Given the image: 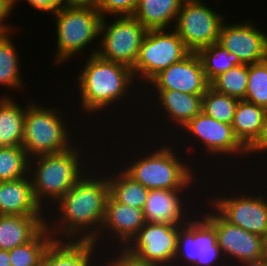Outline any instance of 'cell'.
<instances>
[{
	"mask_svg": "<svg viewBox=\"0 0 267 266\" xmlns=\"http://www.w3.org/2000/svg\"><path fill=\"white\" fill-rule=\"evenodd\" d=\"M91 170L95 175L86 172L55 204L54 219H57L51 224L53 218L47 219L55 240L93 241L99 235L110 189L107 175L103 172L97 175V171Z\"/></svg>",
	"mask_w": 267,
	"mask_h": 266,
	"instance_id": "1",
	"label": "cell"
},
{
	"mask_svg": "<svg viewBox=\"0 0 267 266\" xmlns=\"http://www.w3.org/2000/svg\"><path fill=\"white\" fill-rule=\"evenodd\" d=\"M77 77L81 102L79 108L88 115L104 113V110L110 109L109 106L113 107L115 102L122 101L124 96L127 99L129 87L138 83L131 68L104 60L97 54L88 57Z\"/></svg>",
	"mask_w": 267,
	"mask_h": 266,
	"instance_id": "2",
	"label": "cell"
},
{
	"mask_svg": "<svg viewBox=\"0 0 267 266\" xmlns=\"http://www.w3.org/2000/svg\"><path fill=\"white\" fill-rule=\"evenodd\" d=\"M80 146L82 145L74 144L68 150L30 159L29 175L33 193L42 209L45 210L44 205L48 202L55 205L86 172H91L87 166L84 169L83 164H87L82 163L85 159L81 157L82 149ZM45 199L48 202L45 203Z\"/></svg>",
	"mask_w": 267,
	"mask_h": 266,
	"instance_id": "3",
	"label": "cell"
},
{
	"mask_svg": "<svg viewBox=\"0 0 267 266\" xmlns=\"http://www.w3.org/2000/svg\"><path fill=\"white\" fill-rule=\"evenodd\" d=\"M167 145L168 143L164 144V147L156 146L157 148L146 152V155L138 159H136L138 155H135V160L131 159L133 161L130 160V163L127 161V166L125 165L122 169L148 190L194 187L191 185L195 182L192 165L188 166L189 163L185 159L184 162L181 159L183 157L177 155L174 145Z\"/></svg>",
	"mask_w": 267,
	"mask_h": 266,
	"instance_id": "4",
	"label": "cell"
},
{
	"mask_svg": "<svg viewBox=\"0 0 267 266\" xmlns=\"http://www.w3.org/2000/svg\"><path fill=\"white\" fill-rule=\"evenodd\" d=\"M26 103L22 147L30 159L59 153L74 146L69 125L60 114V108L42 107L34 101Z\"/></svg>",
	"mask_w": 267,
	"mask_h": 266,
	"instance_id": "5",
	"label": "cell"
},
{
	"mask_svg": "<svg viewBox=\"0 0 267 266\" xmlns=\"http://www.w3.org/2000/svg\"><path fill=\"white\" fill-rule=\"evenodd\" d=\"M55 18L57 51L55 64L65 63L100 35L102 15L94 8L62 7L52 13Z\"/></svg>",
	"mask_w": 267,
	"mask_h": 266,
	"instance_id": "6",
	"label": "cell"
},
{
	"mask_svg": "<svg viewBox=\"0 0 267 266\" xmlns=\"http://www.w3.org/2000/svg\"><path fill=\"white\" fill-rule=\"evenodd\" d=\"M194 217L179 225L173 266H230L218 246L215 228L201 214Z\"/></svg>",
	"mask_w": 267,
	"mask_h": 266,
	"instance_id": "7",
	"label": "cell"
},
{
	"mask_svg": "<svg viewBox=\"0 0 267 266\" xmlns=\"http://www.w3.org/2000/svg\"><path fill=\"white\" fill-rule=\"evenodd\" d=\"M117 17V18H116ZM113 23H106L103 17L100 26V47L92 49L90 55L123 64L131 69L138 58L142 40L147 29L132 15L115 16ZM99 47V48H98Z\"/></svg>",
	"mask_w": 267,
	"mask_h": 266,
	"instance_id": "8",
	"label": "cell"
},
{
	"mask_svg": "<svg viewBox=\"0 0 267 266\" xmlns=\"http://www.w3.org/2000/svg\"><path fill=\"white\" fill-rule=\"evenodd\" d=\"M171 30L172 28L168 31H147L132 69L135 80L139 79L140 82L142 79L141 82L147 84L159 72L181 61L190 53L177 32Z\"/></svg>",
	"mask_w": 267,
	"mask_h": 266,
	"instance_id": "9",
	"label": "cell"
},
{
	"mask_svg": "<svg viewBox=\"0 0 267 266\" xmlns=\"http://www.w3.org/2000/svg\"><path fill=\"white\" fill-rule=\"evenodd\" d=\"M202 0H184L174 30L190 52H198L218 42L220 29L225 22L222 14L209 8Z\"/></svg>",
	"mask_w": 267,
	"mask_h": 266,
	"instance_id": "10",
	"label": "cell"
},
{
	"mask_svg": "<svg viewBox=\"0 0 267 266\" xmlns=\"http://www.w3.org/2000/svg\"><path fill=\"white\" fill-rule=\"evenodd\" d=\"M210 209L209 213L202 211V216L215 228L218 246L227 263L251 266L264 261L262 236L229 223L213 207Z\"/></svg>",
	"mask_w": 267,
	"mask_h": 266,
	"instance_id": "11",
	"label": "cell"
},
{
	"mask_svg": "<svg viewBox=\"0 0 267 266\" xmlns=\"http://www.w3.org/2000/svg\"><path fill=\"white\" fill-rule=\"evenodd\" d=\"M178 232L179 226L145 223L122 250L144 263L173 266L177 253Z\"/></svg>",
	"mask_w": 267,
	"mask_h": 266,
	"instance_id": "12",
	"label": "cell"
},
{
	"mask_svg": "<svg viewBox=\"0 0 267 266\" xmlns=\"http://www.w3.org/2000/svg\"><path fill=\"white\" fill-rule=\"evenodd\" d=\"M253 195L252 191L251 195L242 192L231 197L211 196L205 203L229 223L264 237L267 234V198L265 193Z\"/></svg>",
	"mask_w": 267,
	"mask_h": 266,
	"instance_id": "13",
	"label": "cell"
},
{
	"mask_svg": "<svg viewBox=\"0 0 267 266\" xmlns=\"http://www.w3.org/2000/svg\"><path fill=\"white\" fill-rule=\"evenodd\" d=\"M181 133H186L187 137L194 138L193 141L205 147V154L218 157L239 155L246 158L247 149L239 142L233 133L231 124L218 121L207 116L203 111L197 114L181 129ZM184 131V132H183ZM199 139V140H198ZM216 154V155H215ZM236 155V156H234ZM245 155V156H244Z\"/></svg>",
	"mask_w": 267,
	"mask_h": 266,
	"instance_id": "14",
	"label": "cell"
},
{
	"mask_svg": "<svg viewBox=\"0 0 267 266\" xmlns=\"http://www.w3.org/2000/svg\"><path fill=\"white\" fill-rule=\"evenodd\" d=\"M155 90H177L187 94L203 95L210 86L197 52H190L181 61L159 72L148 83Z\"/></svg>",
	"mask_w": 267,
	"mask_h": 266,
	"instance_id": "15",
	"label": "cell"
},
{
	"mask_svg": "<svg viewBox=\"0 0 267 266\" xmlns=\"http://www.w3.org/2000/svg\"><path fill=\"white\" fill-rule=\"evenodd\" d=\"M218 43L233 53L242 64H253L267 59V33L261 32L251 20L221 26Z\"/></svg>",
	"mask_w": 267,
	"mask_h": 266,
	"instance_id": "16",
	"label": "cell"
},
{
	"mask_svg": "<svg viewBox=\"0 0 267 266\" xmlns=\"http://www.w3.org/2000/svg\"><path fill=\"white\" fill-rule=\"evenodd\" d=\"M144 224L145 218L143 209L121 204L109 195L99 235L93 240V242L95 244H99L102 242L100 239H103V237L104 239H107L108 237L111 241L114 240L115 244H120V247L113 246L114 249H123L124 246H126L144 226ZM105 233L106 235L108 234L107 237L104 235Z\"/></svg>",
	"mask_w": 267,
	"mask_h": 266,
	"instance_id": "17",
	"label": "cell"
},
{
	"mask_svg": "<svg viewBox=\"0 0 267 266\" xmlns=\"http://www.w3.org/2000/svg\"><path fill=\"white\" fill-rule=\"evenodd\" d=\"M187 190L188 189H186V191L185 189L149 190L143 208L145 223H162L173 226L185 225L189 221L187 215L190 214L191 216V213L187 210L188 206L186 209L184 208L186 207V202L184 201V196L181 194L188 193Z\"/></svg>",
	"mask_w": 267,
	"mask_h": 266,
	"instance_id": "18",
	"label": "cell"
},
{
	"mask_svg": "<svg viewBox=\"0 0 267 266\" xmlns=\"http://www.w3.org/2000/svg\"><path fill=\"white\" fill-rule=\"evenodd\" d=\"M33 193L30 175L0 182V215H45Z\"/></svg>",
	"mask_w": 267,
	"mask_h": 266,
	"instance_id": "19",
	"label": "cell"
},
{
	"mask_svg": "<svg viewBox=\"0 0 267 266\" xmlns=\"http://www.w3.org/2000/svg\"><path fill=\"white\" fill-rule=\"evenodd\" d=\"M97 245L93 241L54 240L46 250L41 266L98 265L94 260Z\"/></svg>",
	"mask_w": 267,
	"mask_h": 266,
	"instance_id": "20",
	"label": "cell"
},
{
	"mask_svg": "<svg viewBox=\"0 0 267 266\" xmlns=\"http://www.w3.org/2000/svg\"><path fill=\"white\" fill-rule=\"evenodd\" d=\"M43 215H0V249L10 251L31 241L46 225Z\"/></svg>",
	"mask_w": 267,
	"mask_h": 266,
	"instance_id": "21",
	"label": "cell"
},
{
	"mask_svg": "<svg viewBox=\"0 0 267 266\" xmlns=\"http://www.w3.org/2000/svg\"><path fill=\"white\" fill-rule=\"evenodd\" d=\"M155 95L158 96L155 98L156 102L159 103L158 107H163L161 108L163 109L162 114L166 111L165 116L167 117L165 118L169 122L171 120L170 124L173 126L170 127L175 128V130L184 127L202 111L203 95L187 94L177 90H156L153 96Z\"/></svg>",
	"mask_w": 267,
	"mask_h": 266,
	"instance_id": "22",
	"label": "cell"
},
{
	"mask_svg": "<svg viewBox=\"0 0 267 266\" xmlns=\"http://www.w3.org/2000/svg\"><path fill=\"white\" fill-rule=\"evenodd\" d=\"M183 1L138 0L136 10L132 16L147 30H167L171 28L173 23L175 24V19H177Z\"/></svg>",
	"mask_w": 267,
	"mask_h": 266,
	"instance_id": "23",
	"label": "cell"
},
{
	"mask_svg": "<svg viewBox=\"0 0 267 266\" xmlns=\"http://www.w3.org/2000/svg\"><path fill=\"white\" fill-rule=\"evenodd\" d=\"M266 112L256 104L238 101L231 126L235 137L246 149L260 136Z\"/></svg>",
	"mask_w": 267,
	"mask_h": 266,
	"instance_id": "24",
	"label": "cell"
},
{
	"mask_svg": "<svg viewBox=\"0 0 267 266\" xmlns=\"http://www.w3.org/2000/svg\"><path fill=\"white\" fill-rule=\"evenodd\" d=\"M16 99L4 94L0 98V147L22 146L26 112Z\"/></svg>",
	"mask_w": 267,
	"mask_h": 266,
	"instance_id": "25",
	"label": "cell"
},
{
	"mask_svg": "<svg viewBox=\"0 0 267 266\" xmlns=\"http://www.w3.org/2000/svg\"><path fill=\"white\" fill-rule=\"evenodd\" d=\"M120 169H115L117 175L110 173L107 177L110 195L121 204L143 209L149 190Z\"/></svg>",
	"mask_w": 267,
	"mask_h": 266,
	"instance_id": "26",
	"label": "cell"
},
{
	"mask_svg": "<svg viewBox=\"0 0 267 266\" xmlns=\"http://www.w3.org/2000/svg\"><path fill=\"white\" fill-rule=\"evenodd\" d=\"M13 31L0 36V86L19 90L24 85L19 65V53L11 39Z\"/></svg>",
	"mask_w": 267,
	"mask_h": 266,
	"instance_id": "27",
	"label": "cell"
},
{
	"mask_svg": "<svg viewBox=\"0 0 267 266\" xmlns=\"http://www.w3.org/2000/svg\"><path fill=\"white\" fill-rule=\"evenodd\" d=\"M47 225L29 242L9 251L12 266H41L42 259L54 241Z\"/></svg>",
	"mask_w": 267,
	"mask_h": 266,
	"instance_id": "28",
	"label": "cell"
},
{
	"mask_svg": "<svg viewBox=\"0 0 267 266\" xmlns=\"http://www.w3.org/2000/svg\"><path fill=\"white\" fill-rule=\"evenodd\" d=\"M197 54L201 59L205 76L209 82L219 74L227 72L234 66L242 64L237 56L230 53L218 42L208 48L200 49Z\"/></svg>",
	"mask_w": 267,
	"mask_h": 266,
	"instance_id": "29",
	"label": "cell"
},
{
	"mask_svg": "<svg viewBox=\"0 0 267 266\" xmlns=\"http://www.w3.org/2000/svg\"><path fill=\"white\" fill-rule=\"evenodd\" d=\"M29 161L22 146L0 147V182L29 175Z\"/></svg>",
	"mask_w": 267,
	"mask_h": 266,
	"instance_id": "30",
	"label": "cell"
},
{
	"mask_svg": "<svg viewBox=\"0 0 267 266\" xmlns=\"http://www.w3.org/2000/svg\"><path fill=\"white\" fill-rule=\"evenodd\" d=\"M247 83L248 64H241L219 74L210 82V86L217 92L244 100L247 92Z\"/></svg>",
	"mask_w": 267,
	"mask_h": 266,
	"instance_id": "31",
	"label": "cell"
},
{
	"mask_svg": "<svg viewBox=\"0 0 267 266\" xmlns=\"http://www.w3.org/2000/svg\"><path fill=\"white\" fill-rule=\"evenodd\" d=\"M239 99L217 92L211 86L202 96V111L209 117L231 124Z\"/></svg>",
	"mask_w": 267,
	"mask_h": 266,
	"instance_id": "32",
	"label": "cell"
},
{
	"mask_svg": "<svg viewBox=\"0 0 267 266\" xmlns=\"http://www.w3.org/2000/svg\"><path fill=\"white\" fill-rule=\"evenodd\" d=\"M247 101L267 110V59L248 64Z\"/></svg>",
	"mask_w": 267,
	"mask_h": 266,
	"instance_id": "33",
	"label": "cell"
},
{
	"mask_svg": "<svg viewBox=\"0 0 267 266\" xmlns=\"http://www.w3.org/2000/svg\"><path fill=\"white\" fill-rule=\"evenodd\" d=\"M138 4V0H98L97 10L102 17L133 15Z\"/></svg>",
	"mask_w": 267,
	"mask_h": 266,
	"instance_id": "34",
	"label": "cell"
},
{
	"mask_svg": "<svg viewBox=\"0 0 267 266\" xmlns=\"http://www.w3.org/2000/svg\"><path fill=\"white\" fill-rule=\"evenodd\" d=\"M116 251V255L115 257L112 256L110 254L109 260L106 258L105 262L107 260V262L105 263V265L103 264V266H160V265H154V264H150V263H144L141 261H138L137 259H135L134 257H131L130 255H128L124 250L122 249H114ZM117 250L119 252H117Z\"/></svg>",
	"mask_w": 267,
	"mask_h": 266,
	"instance_id": "35",
	"label": "cell"
},
{
	"mask_svg": "<svg viewBox=\"0 0 267 266\" xmlns=\"http://www.w3.org/2000/svg\"><path fill=\"white\" fill-rule=\"evenodd\" d=\"M20 0H15V4ZM32 8L41 12L54 13L65 7V0H26Z\"/></svg>",
	"mask_w": 267,
	"mask_h": 266,
	"instance_id": "36",
	"label": "cell"
},
{
	"mask_svg": "<svg viewBox=\"0 0 267 266\" xmlns=\"http://www.w3.org/2000/svg\"><path fill=\"white\" fill-rule=\"evenodd\" d=\"M15 5V0H0V29L4 33L15 31L16 27L13 28L5 21L11 16V11L15 8Z\"/></svg>",
	"mask_w": 267,
	"mask_h": 266,
	"instance_id": "37",
	"label": "cell"
},
{
	"mask_svg": "<svg viewBox=\"0 0 267 266\" xmlns=\"http://www.w3.org/2000/svg\"><path fill=\"white\" fill-rule=\"evenodd\" d=\"M267 154V112L264 117L262 131L258 139L247 149L248 156L253 153L255 156H259L258 153ZM251 154V155H250ZM257 154V155H256Z\"/></svg>",
	"mask_w": 267,
	"mask_h": 266,
	"instance_id": "38",
	"label": "cell"
},
{
	"mask_svg": "<svg viewBox=\"0 0 267 266\" xmlns=\"http://www.w3.org/2000/svg\"><path fill=\"white\" fill-rule=\"evenodd\" d=\"M98 0H65L67 7H81L97 9Z\"/></svg>",
	"mask_w": 267,
	"mask_h": 266,
	"instance_id": "39",
	"label": "cell"
},
{
	"mask_svg": "<svg viewBox=\"0 0 267 266\" xmlns=\"http://www.w3.org/2000/svg\"><path fill=\"white\" fill-rule=\"evenodd\" d=\"M0 266H12L10 263L9 251L0 249Z\"/></svg>",
	"mask_w": 267,
	"mask_h": 266,
	"instance_id": "40",
	"label": "cell"
},
{
	"mask_svg": "<svg viewBox=\"0 0 267 266\" xmlns=\"http://www.w3.org/2000/svg\"><path fill=\"white\" fill-rule=\"evenodd\" d=\"M264 261L267 262V234L263 237Z\"/></svg>",
	"mask_w": 267,
	"mask_h": 266,
	"instance_id": "41",
	"label": "cell"
},
{
	"mask_svg": "<svg viewBox=\"0 0 267 266\" xmlns=\"http://www.w3.org/2000/svg\"><path fill=\"white\" fill-rule=\"evenodd\" d=\"M251 266H267V262L266 261H262V262H259L257 264L251 265Z\"/></svg>",
	"mask_w": 267,
	"mask_h": 266,
	"instance_id": "42",
	"label": "cell"
},
{
	"mask_svg": "<svg viewBox=\"0 0 267 266\" xmlns=\"http://www.w3.org/2000/svg\"><path fill=\"white\" fill-rule=\"evenodd\" d=\"M4 32L0 29V36L3 34Z\"/></svg>",
	"mask_w": 267,
	"mask_h": 266,
	"instance_id": "43",
	"label": "cell"
}]
</instances>
